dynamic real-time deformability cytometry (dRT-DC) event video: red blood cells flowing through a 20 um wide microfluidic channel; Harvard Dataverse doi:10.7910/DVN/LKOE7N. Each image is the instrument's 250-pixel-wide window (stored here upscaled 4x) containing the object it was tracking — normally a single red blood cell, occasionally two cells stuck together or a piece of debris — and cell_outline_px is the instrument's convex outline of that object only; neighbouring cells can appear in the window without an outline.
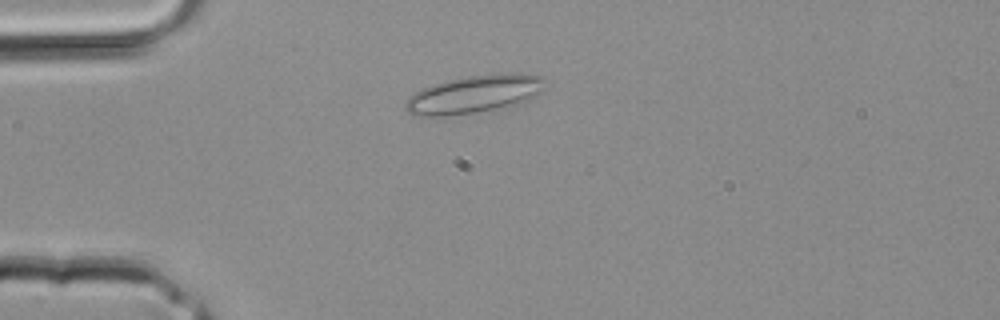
{"species": "common noctule bat (a hibernating species)", "species_latin": "Nyctalus noctula", "temperature_condition": "room temperature", "stored_images_in_passage": 3, "camera_frame_rate_fps": 3000, "um_per_image_px": 0.085, "animal": {"sex": "male", "body_mass_g": 20.4}, "frame": {"image": 1, "passage_image": 3, "time_ms": 0.667, "image_size_px": [1000, 320], "cell_outline_px": [[544, 80], [540, 92], [528, 100], [520, 104], [476, 112], [448, 116], [412, 116], [404, 108], [404, 104], [408, 96], [420, 88], [432, 84], [468, 76], [500, 72], [512, 72], [544, 76]], "centroid_in_image_um": [40.26, 8.0], "position_along_channel_um": 44.7, "area_um2": 31.15}}